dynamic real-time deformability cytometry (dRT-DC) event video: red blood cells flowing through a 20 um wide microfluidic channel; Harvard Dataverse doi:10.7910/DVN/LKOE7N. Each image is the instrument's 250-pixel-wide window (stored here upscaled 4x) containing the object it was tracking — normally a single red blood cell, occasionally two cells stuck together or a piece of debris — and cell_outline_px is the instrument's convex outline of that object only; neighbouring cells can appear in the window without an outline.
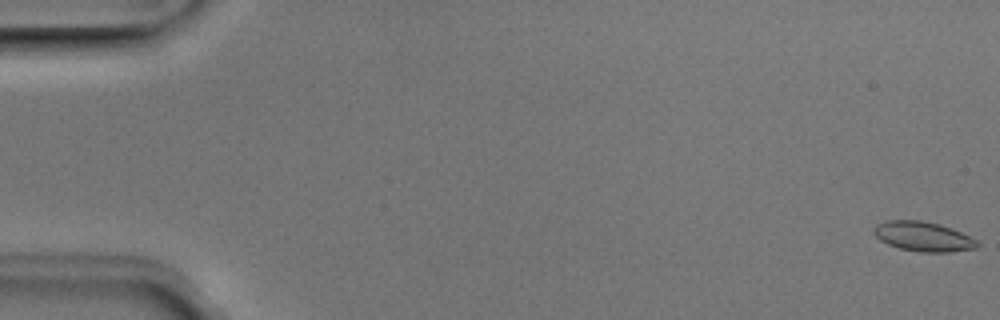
{"species": "Egyptian fruit bat (a non-hibernating species)", "species_latin": "Rousettus aegyptiacus", "temperature_condition": "room temperature", "stored_images_in_passage": 53, "camera_frame_rate_fps": 3000, "um_per_image_px": 0.085, "animal": {"sex": "male"}, "frame": {"image": 1, "passage_image": 1, "time_ms": 0.0, "image_size_px": [1000, 320], "cell_outline_px": [[980, 244], [976, 248], [948, 252], [920, 252], [900, 248], [888, 244], [880, 240], [872, 232], [872, 228], [876, 224], [888, 220], [920, 220], [940, 224], [952, 228], [976, 240]], "centroid_in_image_um": [78.44, 20.09], "position_along_channel_um": 6.6, "area_um2": 17.86}}
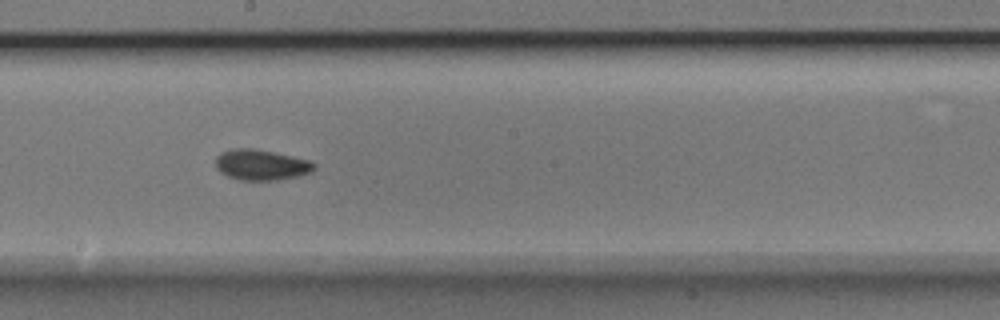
{"frame": {"image": 2, "passage_image": 29, "time_ms": 9.333, "image_size_px": [1000, 320], "cell_outline_px": [[316, 168], [312, 172], [296, 176], [276, 180], [240, 180], [228, 176], [220, 172], [216, 168], [216, 156], [220, 152], [232, 148], [252, 148], [312, 160], [316, 164]], "centroid_in_image_um": [22.2, 14.0], "position_along_channel_um": 226.0, "area_um2": 17.69}}
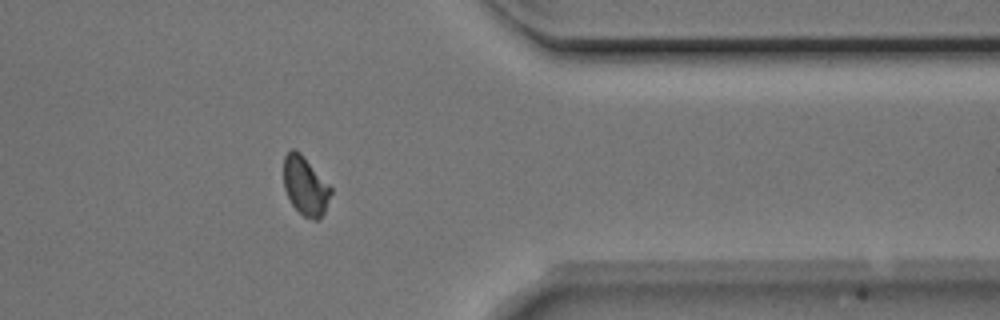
{"frame": {"image": 3, "passage_image": 42, "time_ms": 13.667, "image_size_px": [1000, 320], "cell_outline_px": [[332, 192], [324, 212], [316, 220], [312, 220], [304, 216], [292, 204], [284, 188], [284, 156], [292, 148], [300, 152], [332, 188]], "centroid_in_image_um": [25.95, 15.79], "position_along_channel_um": 385.5, "area_um2": 15.9}, "authors_computed_cell_mechanics": {"area_um2": 17.1088, "velocity_mm_per_s": 3.9821, "shape_relaxation_time_tau1_ms": 4.9236, "shape_relaxation_time_tau2_ms": 3.7254, "deformation_change_tau1": 0.0783, "deformation_change_tau2": 0.0755}}